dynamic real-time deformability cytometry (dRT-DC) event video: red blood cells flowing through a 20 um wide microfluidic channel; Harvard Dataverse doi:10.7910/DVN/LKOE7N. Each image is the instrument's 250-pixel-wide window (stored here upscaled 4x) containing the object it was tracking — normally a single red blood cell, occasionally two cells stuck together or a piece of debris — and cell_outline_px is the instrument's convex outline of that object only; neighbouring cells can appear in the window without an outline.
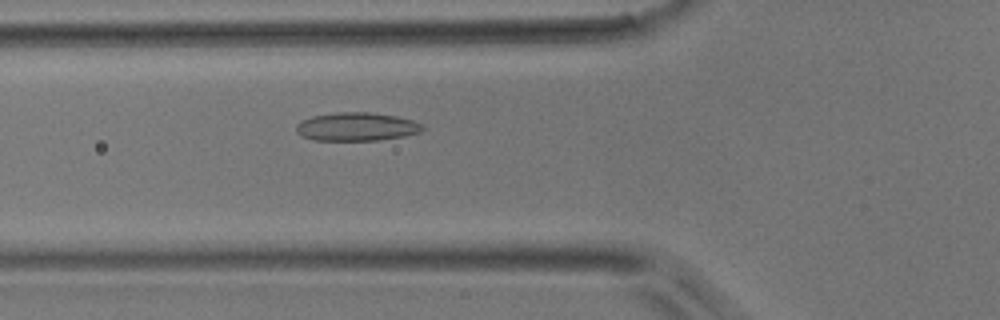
{"species": "common noctule bat (a hibernating species)", "species_latin": "Nyctalus noctula", "temperature_condition": "room temperature", "stored_images_in_passage": 48, "camera_frame_rate_fps": 3000, "um_per_image_px": 0.085, "animal": {"sex": "male", "body_mass_g": 17.9}, "frame": {"image": 1, "passage_image": 16, "time_ms": 5.0, "image_size_px": [1000, 320], "cell_outline_px": [[424, 128], [420, 132], [404, 136], [380, 140], [316, 140], [300, 136], [296, 132], [296, 124], [312, 116], [336, 112], [372, 112], [396, 116], [412, 120], [424, 124]], "centroid_in_image_um": [30.32, 10.77], "position_along_channel_um": 95.5, "area_um2": 20.98}}
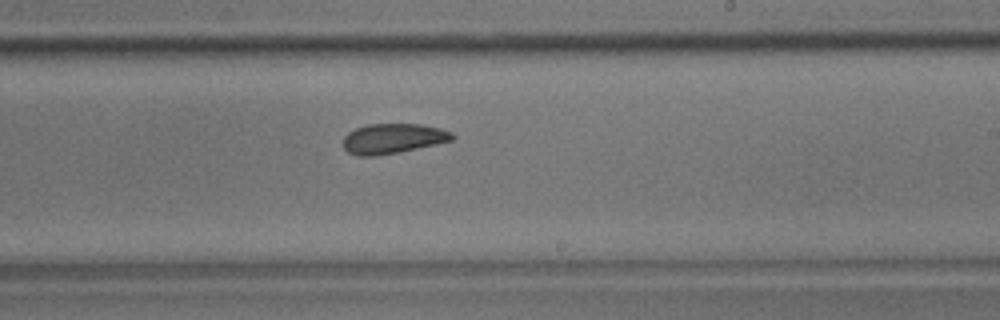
{"frame": {"image": 2, "passage_image": 28, "time_ms": 9.0, "image_size_px": [1000, 320], "cell_outline_px": [[456, 136], [452, 140], [436, 144], [400, 152], [376, 156], [356, 156], [348, 152], [344, 148], [344, 136], [348, 132], [356, 128], [368, 124], [420, 124], [440, 128], [452, 132]], "centroid_in_image_um": [33.4, 11.78], "position_along_channel_um": 255.6, "area_um2": 19.13}}
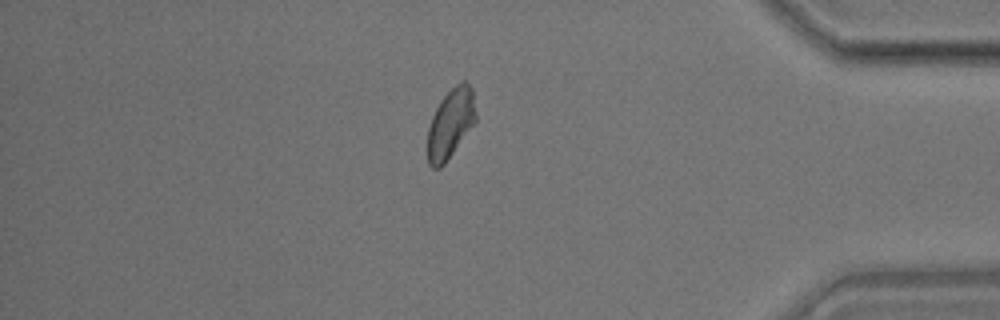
{"frame": {"image": 3, "passage_image": 41, "time_ms": 13.333, "image_size_px": [1000, 320], "cell_outline_px": [[476, 120], [444, 164], [440, 168], [432, 168], [428, 164], [428, 128], [432, 116], [440, 100], [460, 80], [464, 80], [472, 88], [476, 116]], "centroid_in_image_um": [38.28, 10.48], "position_along_channel_um": 396.9, "area_um2": 19.25}}